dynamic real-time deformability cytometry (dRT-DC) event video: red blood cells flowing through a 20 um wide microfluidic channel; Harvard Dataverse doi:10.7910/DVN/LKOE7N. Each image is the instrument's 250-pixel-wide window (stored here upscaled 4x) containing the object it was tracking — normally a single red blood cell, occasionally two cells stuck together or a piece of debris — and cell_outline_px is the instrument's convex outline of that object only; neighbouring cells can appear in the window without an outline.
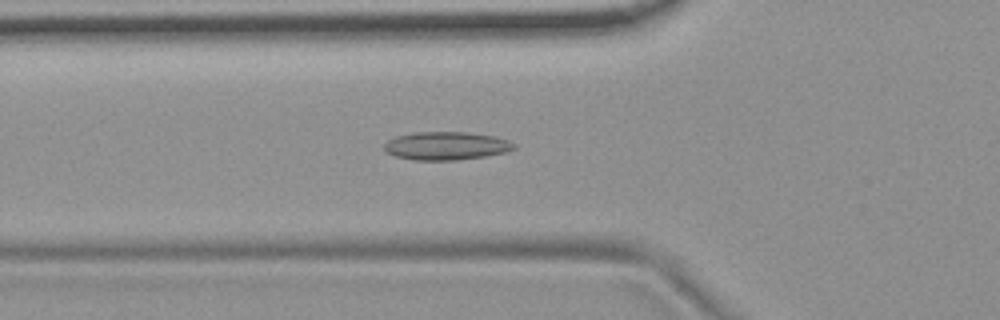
{"species": "common noctule bat (a hibernating species)", "species_latin": "Nyctalus noctula", "temperature_condition": "room temperature", "stored_images_in_passage": 54, "camera_frame_rate_fps": 3000, "um_per_image_px": 0.085, "animal": {"sex": "female", "body_mass_g": 19.9}, "frame": {"image": 1, "passage_image": 19, "time_ms": 6.0, "image_size_px": [1000, 320], "cell_outline_px": [[516, 148], [504, 152], [484, 156], [456, 160], [416, 160], [396, 156], [388, 152], [384, 148], [384, 144], [388, 140], [396, 136], [412, 132], [468, 132], [496, 136], [508, 140], [516, 144]], "centroid_in_image_um": [37.94, 12.38], "position_along_channel_um": 87.9, "area_um2": 21.27}}
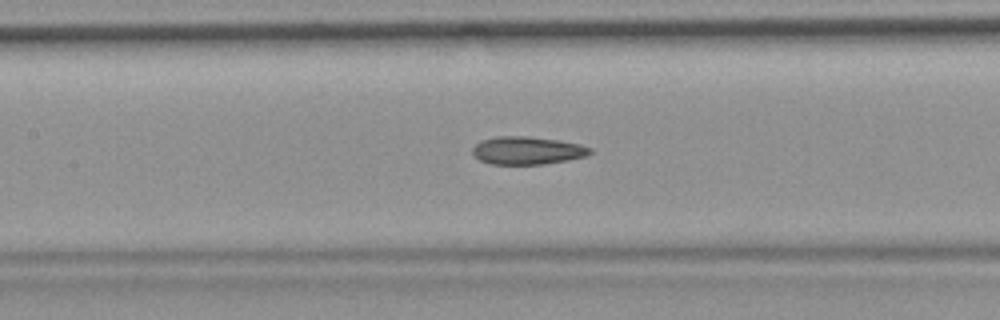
{"frame": {"image": 2, "passage_image": 25, "time_ms": 8.0, "image_size_px": [1000, 320], "cell_outline_px": [[592, 152], [584, 156], [568, 160], [544, 164], [492, 164], [480, 160], [472, 152], [472, 148], [480, 140], [496, 136], [528, 136], [560, 140], [580, 144], [592, 148]], "centroid_in_image_um": [44.82, 12.78], "position_along_channel_um": 162.6, "area_um2": 19.13}}
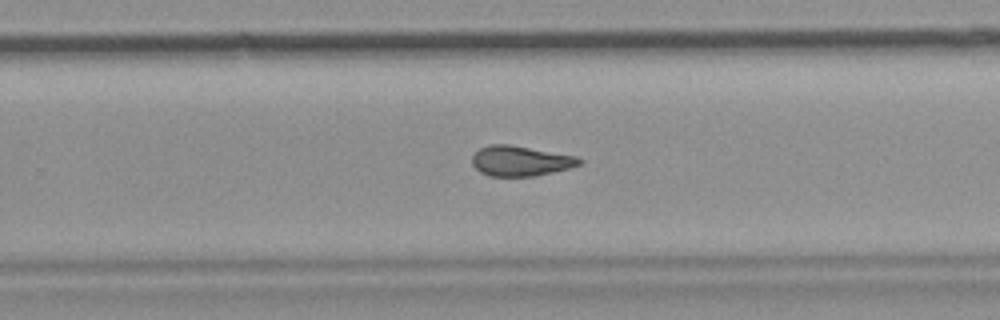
{"frame": {"image": 3, "passage_image": 35, "time_ms": 11.333, "image_size_px": [1000, 320], "cell_outline_px": [[584, 160], [580, 164], [568, 168], [536, 176], [488, 176], [480, 172], [472, 164], [472, 156], [480, 148], [488, 144], [508, 144], [576, 156]], "centroid_in_image_um": [44.21, 13.68], "position_along_channel_um": 285.6, "area_um2": 18.79}, "authors_computed_cell_mechanics": {"area_um2": 19.3919, "velocity_mm_per_s": 3.7063, "shape_relaxation_time_tau1_ms": null, "shape_relaxation_time_tau2_ms": 2.8122, "deformation_change_tau1": null, "deformation_change_tau2": 0.0987}}